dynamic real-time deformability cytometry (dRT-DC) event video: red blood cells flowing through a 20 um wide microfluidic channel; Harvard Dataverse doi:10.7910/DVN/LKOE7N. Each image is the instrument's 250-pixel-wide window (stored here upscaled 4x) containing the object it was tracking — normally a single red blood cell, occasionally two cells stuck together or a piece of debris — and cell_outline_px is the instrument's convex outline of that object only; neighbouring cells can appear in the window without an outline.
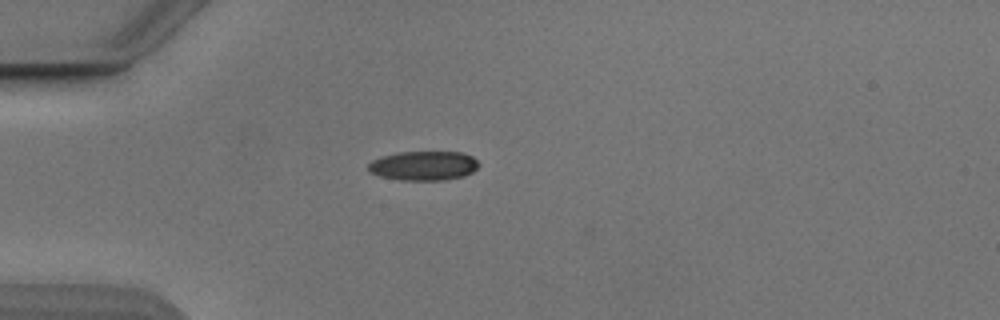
{"species": "Egyptian fruit bat (a non-hibernating species)", "species_latin": "Rousettus aegyptiacus", "temperature_condition": "cold", "stored_images_in_passage": 40, "camera_frame_rate_fps": 3000, "um_per_image_px": 0.085, "animal": {"sex": "male"}, "frame": {"image": 1, "passage_image": 2, "time_ms": 0.333, "image_size_px": [1000, 320], "cell_outline_px": [[480, 164], [472, 172], [464, 176], [444, 180], [400, 180], [380, 176], [372, 172], [368, 168], [368, 164], [372, 160], [380, 156], [396, 152], [464, 152], [472, 156]], "centroid_in_image_um": [36.01, 14.08], "position_along_channel_um": 49.0, "area_um2": 18.96}}
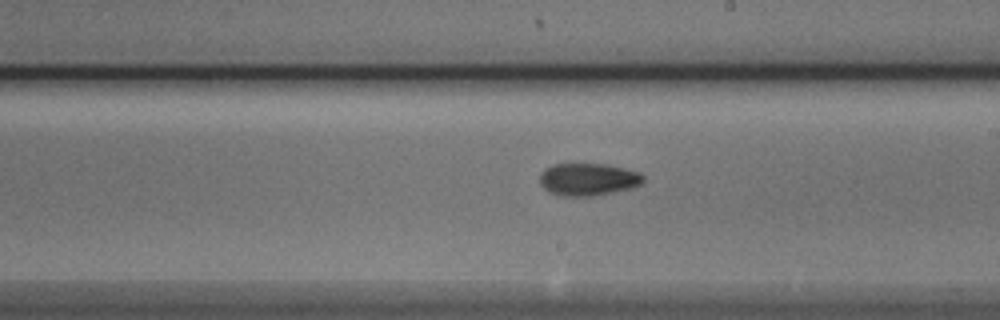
{"frame": {"image": 2, "passage_image": 18, "time_ms": 5.667, "image_size_px": [1000, 320], "cell_outline_px": [[644, 180], [640, 184], [632, 188], [592, 196], [560, 196], [548, 192], [540, 184], [540, 176], [552, 164], [604, 164], [624, 168], [640, 172], [644, 176]], "centroid_in_image_um": [50.0, 15.25], "position_along_channel_um": 239.0, "area_um2": 19.48}}
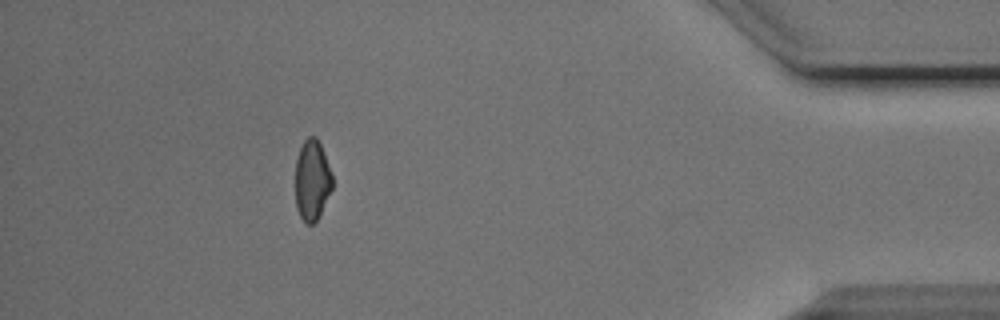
{"frame": {"image": 3, "passage_image": 35, "time_ms": 11.333, "image_size_px": [1000, 320], "cell_outline_px": [[332, 188], [316, 220], [312, 224], [304, 224], [296, 208], [296, 160], [300, 148], [304, 140], [308, 136], [316, 136], [320, 144], [332, 176]], "centroid_in_image_um": [26.5, 15.32], "position_along_channel_um": 408.7, "area_um2": 17.05}, "authors_computed_cell_mechanics": {"area_um2": 18.6983, "velocity_mm_per_s": 3.889, "shape_relaxation_time_tau1_ms": 9.6882, "shape_relaxation_time_tau2_ms": 6.3483, "deformation_change_tau1": 0.1827, "deformation_change_tau2": 0.1158}}